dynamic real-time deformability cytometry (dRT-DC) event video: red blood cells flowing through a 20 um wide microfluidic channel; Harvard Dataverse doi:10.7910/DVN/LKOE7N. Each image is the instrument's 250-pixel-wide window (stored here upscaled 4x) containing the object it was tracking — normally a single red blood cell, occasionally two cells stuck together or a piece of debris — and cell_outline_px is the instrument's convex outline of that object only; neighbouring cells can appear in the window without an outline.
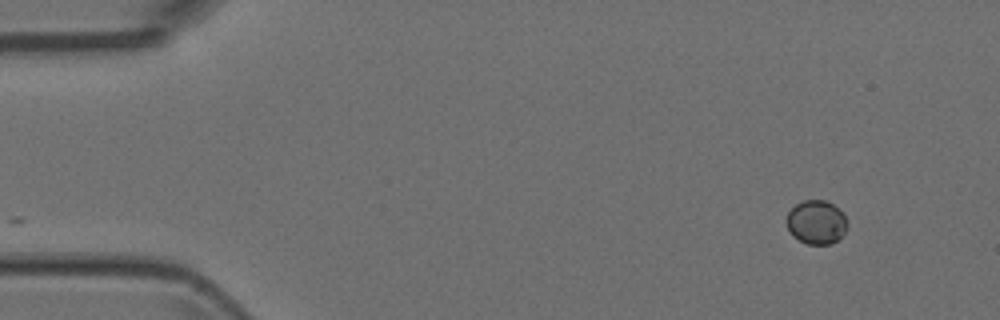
{"species": "Egyptian fruit bat (a non-hibernating species)", "species_latin": "Rousettus aegyptiacus", "temperature_condition": "room temperature", "stored_images_in_passage": 2, "camera_frame_rate_fps": 3000, "um_per_image_px": 0.085, "animal": {"sex": "female"}, "frame": {"image": 1, "passage_image": 2, "time_ms": 0.333, "image_size_px": [1000, 320], "cell_outline_px": [[848, 224], [844, 232], [832, 244], [808, 244], [792, 236], [784, 220], [788, 212], [796, 204], [804, 200], [828, 200], [844, 216]], "centroid_in_image_um": [69.35, 18.88], "position_along_channel_um": 15.7, "area_um2": 15.43}}